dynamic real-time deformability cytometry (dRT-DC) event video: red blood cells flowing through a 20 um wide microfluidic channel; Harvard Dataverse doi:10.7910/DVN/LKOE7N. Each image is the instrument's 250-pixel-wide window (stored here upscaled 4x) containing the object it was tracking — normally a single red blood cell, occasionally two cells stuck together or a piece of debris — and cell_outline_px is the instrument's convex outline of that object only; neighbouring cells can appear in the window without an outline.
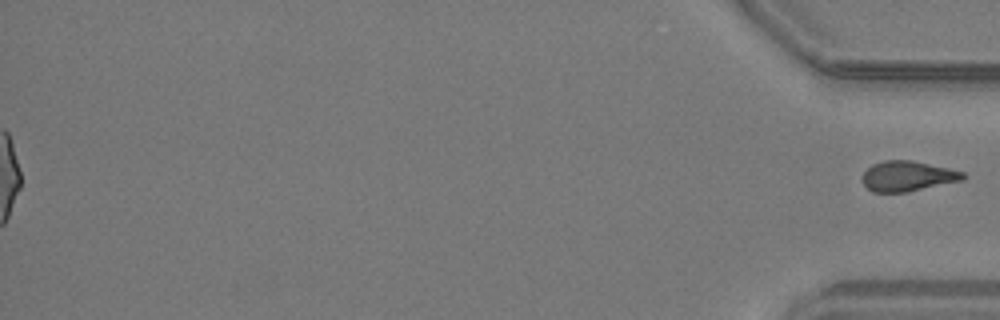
{"species": "common noctule bat (a hibernating species)", "species_latin": "Nyctalus noctula", "temperature_condition": "warm", "stored_images_in_passage": 46, "segment_of_instrument_passage": [2, 2], "camera_frame_rate_fps": 3000, "um_per_image_px": 0.085, "animal": {"sex": "male", "body_mass_g": 19.2, "forearm_length_mm": 51.8}, "frame": {"image": 1, "passage_image": 46, "time_ms": 15.0, "image_size_px": [1000, 320], "cell_outline_px": [[968, 176], [964, 180], [908, 192], [872, 192], [864, 184], [864, 172], [872, 164], [884, 160], [912, 160], [948, 168], [964, 172]], "centroid_in_image_um": [77.2, 14.97], "position_along_channel_um": 358.0, "area_um2": 17.74}}